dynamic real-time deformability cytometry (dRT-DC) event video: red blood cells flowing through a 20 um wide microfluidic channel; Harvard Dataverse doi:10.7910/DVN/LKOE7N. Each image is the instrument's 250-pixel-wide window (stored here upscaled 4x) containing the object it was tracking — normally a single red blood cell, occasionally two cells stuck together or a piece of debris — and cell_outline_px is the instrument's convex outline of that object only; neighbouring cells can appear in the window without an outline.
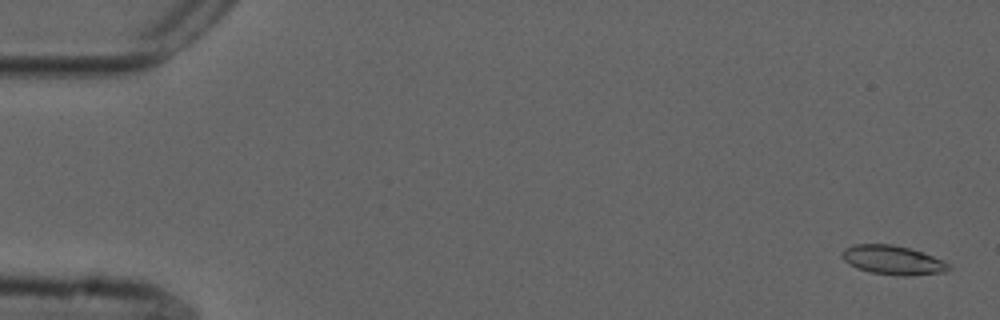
{"species": "common noctule bat (a hibernating species)", "species_latin": "Nyctalus noctula", "temperature_condition": "cold", "stored_images_in_passage": 37, "camera_frame_rate_fps": 3000, "um_per_image_px": 0.085, "animal": {"sex": "male", "forearm_length_mm": 52.5}, "frame": {"image": 1, "passage_image": 2, "time_ms": 0.333, "image_size_px": [1000, 320], "cell_outline_px": [[952, 268], [944, 272], [904, 276], [896, 276], [872, 272], [856, 268], [848, 264], [840, 256], [840, 252], [844, 248], [852, 244], [892, 244], [924, 252], [948, 264]], "centroid_in_image_um": [75.82, 22.1], "position_along_channel_um": 9.2, "area_um2": 18.15}}
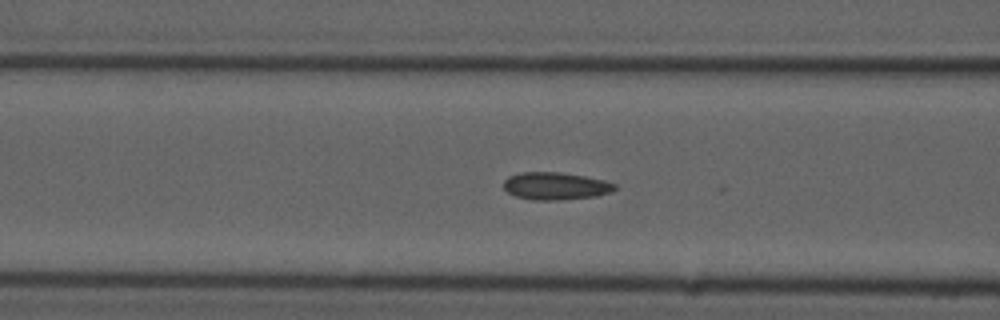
{"frame": {"image": 2, "passage_image": 22, "time_ms": 7.0, "image_size_px": [1000, 320], "cell_outline_px": [[616, 188], [612, 192], [596, 196], [560, 200], [532, 200], [516, 196], [508, 192], [504, 188], [504, 180], [508, 176], [520, 172], [560, 172], [584, 176], [604, 180], [616, 184]], "centroid_in_image_um": [47.22, 15.81], "position_along_channel_um": 119.4, "area_um2": 17.86}}
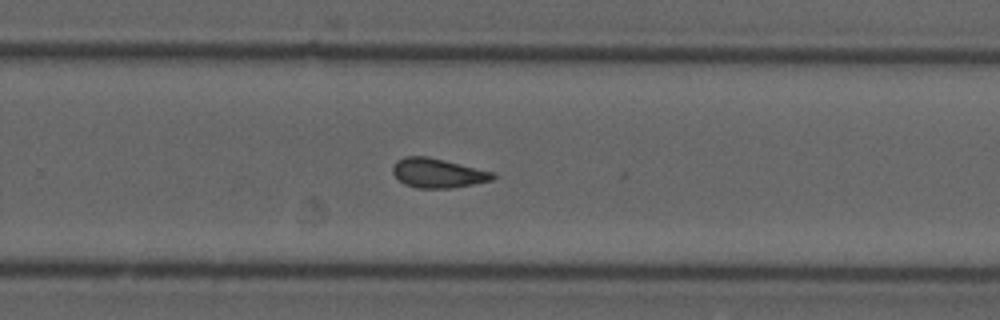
{"frame": {"image": 3, "passage_image": 36, "time_ms": 11.667, "image_size_px": [1000, 320], "cell_outline_px": [[500, 176], [492, 180], [452, 188], [416, 188], [404, 184], [392, 172], [392, 164], [396, 160], [404, 156], [428, 156], [492, 172]], "centroid_in_image_um": [37.18, 14.71], "position_along_channel_um": 292.6, "area_um2": 17.17}}